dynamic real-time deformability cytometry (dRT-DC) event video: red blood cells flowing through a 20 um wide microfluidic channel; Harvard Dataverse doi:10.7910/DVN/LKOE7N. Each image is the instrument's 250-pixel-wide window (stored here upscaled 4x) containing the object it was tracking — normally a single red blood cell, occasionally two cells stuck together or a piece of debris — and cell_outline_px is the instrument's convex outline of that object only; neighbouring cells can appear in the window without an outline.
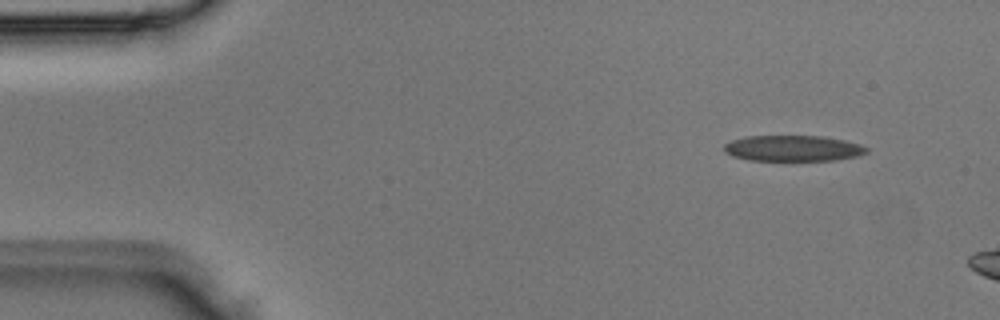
{"species": "Egyptian fruit bat (a non-hibernating species)", "species_latin": "Rousettus aegyptiacus", "temperature_condition": "room temperature", "stored_images_in_passage": 3, "camera_frame_rate_fps": 3000, "um_per_image_px": 0.085, "animal": {"sex": "male"}, "frame": {"image": 1, "passage_image": 3, "time_ms": 0.667, "image_size_px": [1000, 320], "cell_outline_px": [[868, 152], [860, 156], [836, 160], [748, 160], [732, 156], [724, 152], [724, 144], [732, 140], [744, 136], [824, 136], [844, 140], [860, 144], [868, 148]], "centroid_in_image_um": [67.41, 12.6], "position_along_channel_um": 17.6, "area_um2": 21.62}}